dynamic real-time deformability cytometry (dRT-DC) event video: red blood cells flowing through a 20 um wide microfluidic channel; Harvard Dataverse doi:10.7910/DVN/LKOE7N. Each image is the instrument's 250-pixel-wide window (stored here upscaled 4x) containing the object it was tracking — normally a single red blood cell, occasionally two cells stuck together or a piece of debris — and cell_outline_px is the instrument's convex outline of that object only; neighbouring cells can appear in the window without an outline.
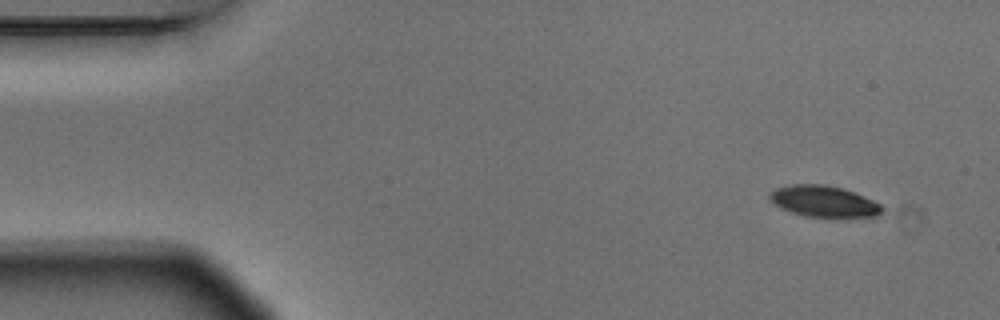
{"species": "Egyptian fruit bat (a non-hibernating species)", "species_latin": "Rousettus aegyptiacus", "temperature_condition": "warm", "stored_images_in_passage": 5, "camera_frame_rate_fps": 3000, "um_per_image_px": 0.085, "animal": {"sex": "male"}, "frame": {"image": 1, "passage_image": 1, "time_ms": 0.0, "image_size_px": [1000, 320], "cell_outline_px": [[884, 208], [876, 216], [804, 216], [780, 208], [768, 196], [768, 192], [776, 188], [792, 184], [824, 184], [844, 188], [864, 196], [880, 204]], "centroid_in_image_um": [69.99, 17.09], "position_along_channel_um": 15.0, "area_um2": 20.17}}